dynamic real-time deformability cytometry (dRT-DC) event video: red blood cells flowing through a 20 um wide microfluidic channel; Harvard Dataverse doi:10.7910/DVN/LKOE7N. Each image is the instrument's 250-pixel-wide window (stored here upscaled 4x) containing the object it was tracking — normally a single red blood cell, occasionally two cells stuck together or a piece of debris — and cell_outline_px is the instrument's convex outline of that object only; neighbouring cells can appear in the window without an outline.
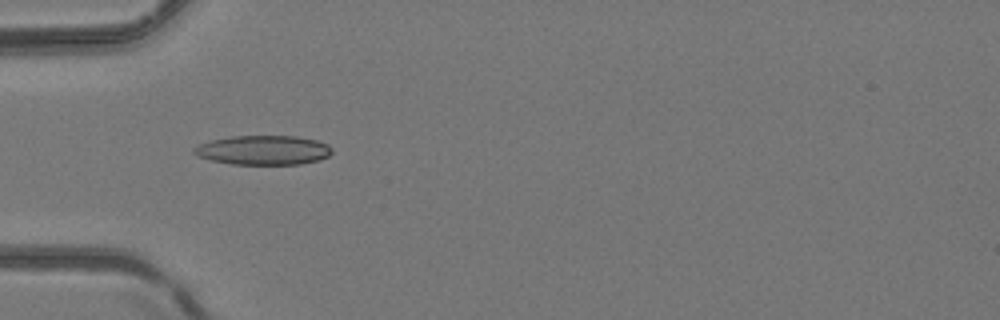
{"species": "common noctule bat (a hibernating species)", "species_latin": "Nyctalus noctula", "temperature_condition": "room temperature", "stored_images_in_passage": 5, "camera_frame_rate_fps": 3000, "um_per_image_px": 0.085, "animal": {"sex": "female", "body_mass_g": 24.6, "forearm_length_mm": 56.2}, "frame": {"image": 1, "passage_image": 5, "time_ms": 1.333, "image_size_px": [1000, 320], "cell_outline_px": [[332, 152], [328, 156], [320, 160], [300, 164], [232, 164], [212, 160], [196, 156], [192, 152], [192, 148], [200, 144], [212, 140], [232, 136], [296, 136], [316, 140], [328, 144], [332, 148]], "centroid_in_image_um": [22.39, 12.76], "position_along_channel_um": 62.6, "area_um2": 23.64}}